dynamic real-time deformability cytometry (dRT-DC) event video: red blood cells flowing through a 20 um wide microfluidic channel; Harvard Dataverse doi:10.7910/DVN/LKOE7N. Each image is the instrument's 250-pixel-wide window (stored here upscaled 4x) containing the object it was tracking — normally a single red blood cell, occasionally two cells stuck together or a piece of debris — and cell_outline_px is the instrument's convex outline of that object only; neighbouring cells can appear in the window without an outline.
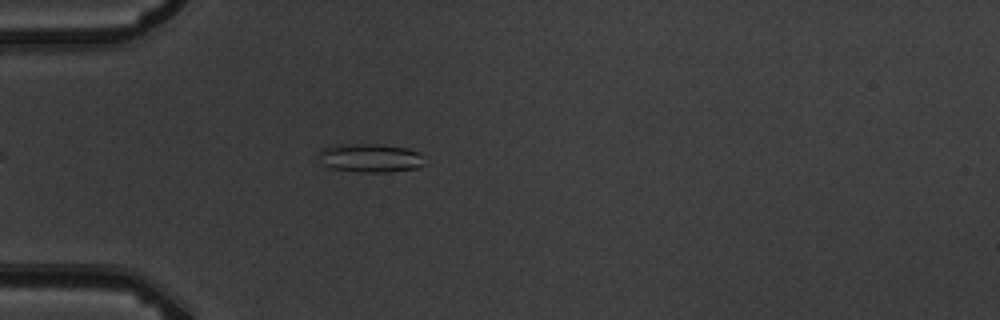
{"species": "common noctule bat (a hibernating species)", "species_latin": "Nyctalus noctula", "temperature_condition": "warm", "stored_images_in_passage": 1, "camera_frame_rate_fps": 3000, "um_per_image_px": 0.085, "animal": {"sex": "male", "body_mass_g": 19.5, "forearm_length_mm": 54.6}, "frame": {"image": 1, "passage_image": 1, "time_ms": 0.0, "image_size_px": [1000, 320], "cell_outline_px": [[428, 164], [416, 168], [388, 172], [356, 172], [332, 168], [324, 164], [320, 152], [320, 148], [336, 144], [372, 144], [408, 148], [416, 152]], "centroid_in_image_um": [31.49, 13.43], "position_along_channel_um": 53.5, "area_um2": 17.51}}